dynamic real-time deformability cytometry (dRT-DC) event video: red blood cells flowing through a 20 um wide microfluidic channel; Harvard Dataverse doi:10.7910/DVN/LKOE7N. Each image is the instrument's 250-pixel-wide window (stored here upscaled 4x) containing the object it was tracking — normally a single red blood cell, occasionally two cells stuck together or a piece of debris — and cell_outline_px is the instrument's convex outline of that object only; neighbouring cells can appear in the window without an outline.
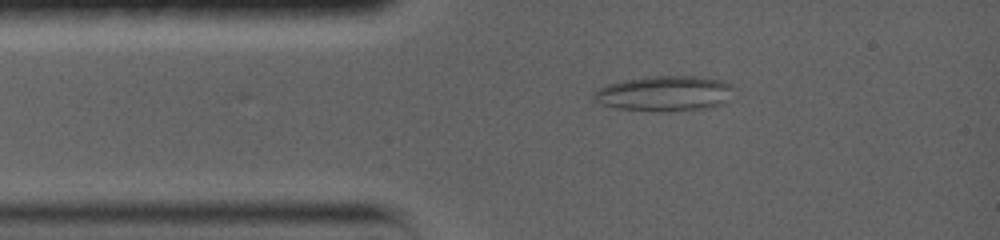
{"species": "common noctule bat (a hibernating species)", "species_latin": "Nyctalus noctula", "temperature_condition": "warm", "stored_images_in_passage": 37, "camera_frame_rate_fps": 5000, "um_per_image_px": 0.085, "animal": {"sex": "female", "body_mass_g": 19.0, "forearm_length_mm": 56.7}, "frame": {"image": 1, "passage_image": 8, "time_ms": 2.2, "image_size_px": [1000, 240], "cell_outline_px": [[732, 84], [728, 104], [712, 108], [672, 112], [652, 112], [616, 108], [600, 104], [592, 100], [592, 96], [600, 88], [608, 84], [624, 80], [644, 76], [696, 76], [720, 80]], "centroid_in_image_um": [56.51, 7.97], "position_along_channel_um": 28.5, "area_um2": 29.48}}
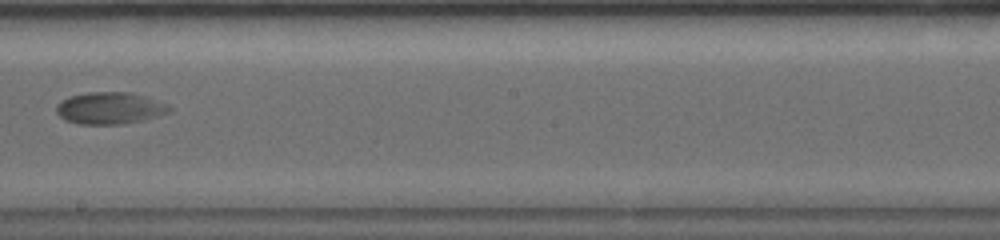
{"frame": {"image": 2, "passage_image": 22, "time_ms": 8.6, "image_size_px": [1000, 240], "cell_outline_px": [[172, 112], [144, 120], [124, 124], [76, 124], [64, 120], [56, 112], [56, 104], [60, 100], [68, 96], [88, 92], [132, 92], [168, 104], [172, 108]], "centroid_in_image_um": [9.33, 9.19], "position_along_channel_um": 238.9, "area_um2": 21.39}}
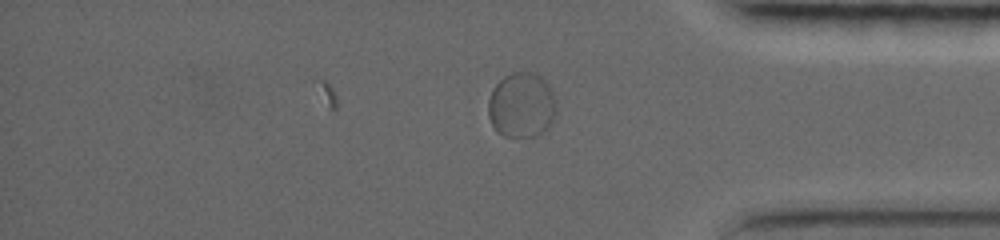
{"frame": {"image": 3, "passage_image": 37, "time_ms": 13.2, "image_size_px": [1000, 240], "cell_outline_px": [[556, 112], [548, 128], [540, 136], [504, 136], [496, 132], [488, 116], [488, 100], [492, 88], [504, 76], [512, 72], [532, 72], [540, 76], [548, 84], [556, 100]], "centroid_in_image_um": [44.33, 8.94], "position_along_channel_um": 390.9, "area_um2": 26.13}}